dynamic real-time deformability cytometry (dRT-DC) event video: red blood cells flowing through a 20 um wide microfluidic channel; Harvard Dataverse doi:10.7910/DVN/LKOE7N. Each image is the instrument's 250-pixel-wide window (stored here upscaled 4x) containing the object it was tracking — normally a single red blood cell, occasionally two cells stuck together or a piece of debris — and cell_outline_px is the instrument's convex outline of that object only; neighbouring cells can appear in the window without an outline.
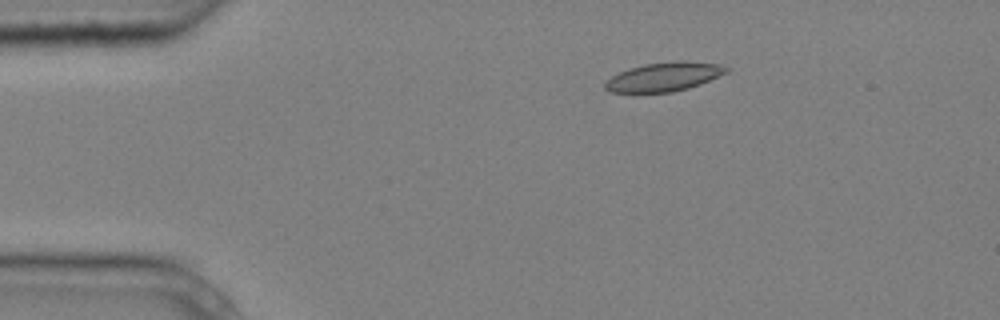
{"species": "common noctule bat (a hibernating species)", "species_latin": "Nyctalus noctula", "temperature_condition": "cold", "stored_images_in_passage": 9, "camera_frame_rate_fps": 3000, "um_per_image_px": 0.085, "animal": {"sex": "male", "body_mass_g": 20.4}, "frame": {"image": 1, "passage_image": 1, "time_ms": 0.0, "image_size_px": [1000, 320], "cell_outline_px": [[732, 68], [728, 72], [700, 84], [688, 88], [672, 92], [612, 92], [604, 88], [604, 84], [612, 76], [620, 72], [644, 64], [676, 60], [684, 60], [720, 64]], "centroid_in_image_um": [56.5, 6.51], "position_along_channel_um": 28.5, "area_um2": 20.4}}
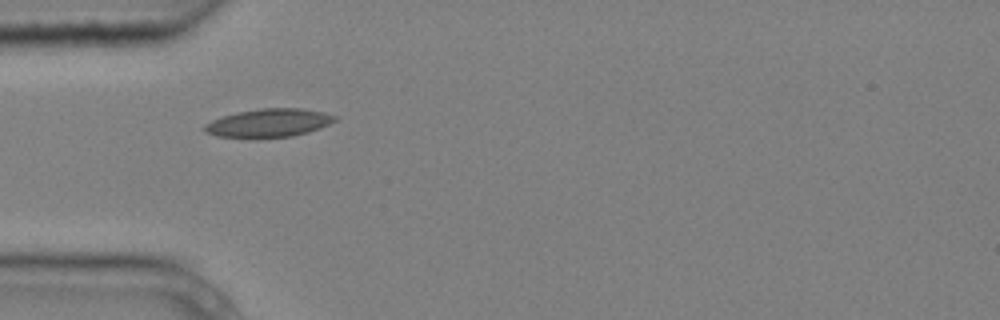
{"frame": {"image": 2, "passage_image": 3, "time_ms": 0.667, "image_size_px": [1000, 320], "cell_outline_px": [[336, 120], [320, 128], [308, 132], [292, 136], [256, 140], [216, 136], [204, 132], [204, 124], [212, 120], [236, 112], [260, 108], [300, 108], [324, 112], [336, 116]], "centroid_in_image_um": [22.8, 10.48], "position_along_channel_um": 62.2, "area_um2": 22.08}}
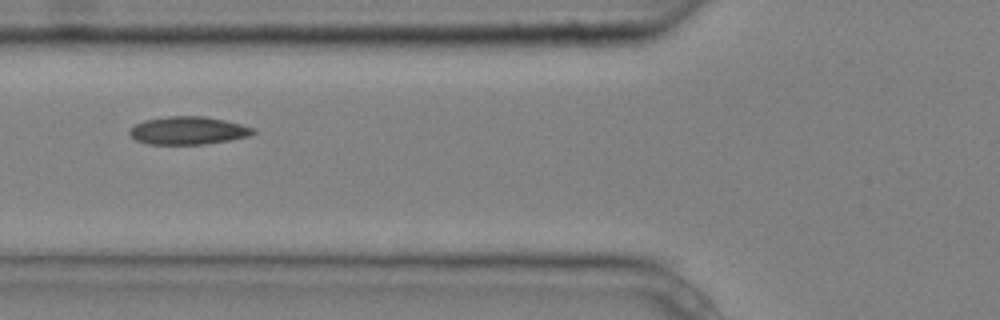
{"frame": {"image": 3, "passage_image": 4, "time_ms": 1.0, "image_size_px": [1000, 320], "cell_outline_px": [[256, 132], [248, 136], [228, 140], [204, 144], [148, 144], [136, 140], [128, 132], [136, 124], [144, 120], [168, 116], [204, 116], [224, 120], [256, 128]], "centroid_in_image_um": [16.0, 11.09], "position_along_channel_um": 109.8, "area_um2": 19.94}}